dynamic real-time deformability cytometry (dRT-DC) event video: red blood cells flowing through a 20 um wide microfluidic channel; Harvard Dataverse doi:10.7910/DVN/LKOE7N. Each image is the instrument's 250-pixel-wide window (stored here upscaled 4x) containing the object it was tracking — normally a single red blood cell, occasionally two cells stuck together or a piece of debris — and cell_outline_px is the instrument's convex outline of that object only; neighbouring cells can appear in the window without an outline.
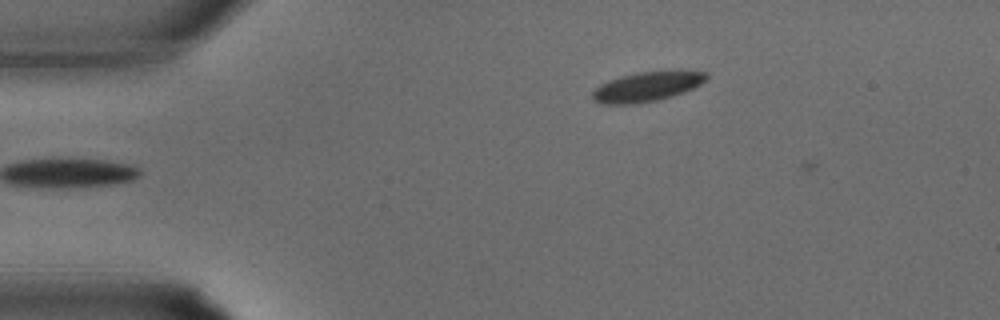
{"species": "common noctule bat (a hibernating species)", "species_latin": "Nyctalus noctula", "temperature_condition": "warm", "stored_images_in_passage": 5, "camera_frame_rate_fps": 3000, "um_per_image_px": 0.085, "animal": {"sex": "male", "body_mass_g": 15.6}, "frame": {"image": 1, "passage_image": 4, "time_ms": 1.0, "image_size_px": [1000, 320], "cell_outline_px": [[708, 76], [700, 84], [684, 92], [672, 96], [656, 100], [632, 104], [604, 104], [592, 100], [592, 92], [600, 84], [608, 80], [620, 76], [640, 72], [708, 72]], "centroid_in_image_um": [54.91, 7.39], "position_along_channel_um": 30.1, "area_um2": 19.19}}